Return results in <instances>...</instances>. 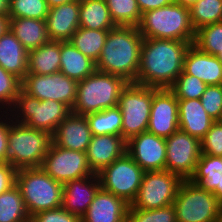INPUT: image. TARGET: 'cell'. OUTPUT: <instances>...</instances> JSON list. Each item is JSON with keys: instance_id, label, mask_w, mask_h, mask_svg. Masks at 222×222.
I'll return each instance as SVG.
<instances>
[{"instance_id": "cell-1", "label": "cell", "mask_w": 222, "mask_h": 222, "mask_svg": "<svg viewBox=\"0 0 222 222\" xmlns=\"http://www.w3.org/2000/svg\"><path fill=\"white\" fill-rule=\"evenodd\" d=\"M193 43L143 38L136 84L170 88L183 72L184 58Z\"/></svg>"}, {"instance_id": "cell-2", "label": "cell", "mask_w": 222, "mask_h": 222, "mask_svg": "<svg viewBox=\"0 0 222 222\" xmlns=\"http://www.w3.org/2000/svg\"><path fill=\"white\" fill-rule=\"evenodd\" d=\"M143 36L135 26H116L109 30L96 69L136 83Z\"/></svg>"}, {"instance_id": "cell-3", "label": "cell", "mask_w": 222, "mask_h": 222, "mask_svg": "<svg viewBox=\"0 0 222 222\" xmlns=\"http://www.w3.org/2000/svg\"><path fill=\"white\" fill-rule=\"evenodd\" d=\"M137 28L143 38L171 39L193 43L195 37L189 8L177 3L142 13Z\"/></svg>"}, {"instance_id": "cell-4", "label": "cell", "mask_w": 222, "mask_h": 222, "mask_svg": "<svg viewBox=\"0 0 222 222\" xmlns=\"http://www.w3.org/2000/svg\"><path fill=\"white\" fill-rule=\"evenodd\" d=\"M128 83L123 77L96 70L78 81L76 101L71 112L86 115L118 106L120 94Z\"/></svg>"}, {"instance_id": "cell-5", "label": "cell", "mask_w": 222, "mask_h": 222, "mask_svg": "<svg viewBox=\"0 0 222 222\" xmlns=\"http://www.w3.org/2000/svg\"><path fill=\"white\" fill-rule=\"evenodd\" d=\"M20 189L30 218L39 212L62 207L63 184L39 168H24L16 172Z\"/></svg>"}, {"instance_id": "cell-6", "label": "cell", "mask_w": 222, "mask_h": 222, "mask_svg": "<svg viewBox=\"0 0 222 222\" xmlns=\"http://www.w3.org/2000/svg\"><path fill=\"white\" fill-rule=\"evenodd\" d=\"M51 143L49 132L12 121L8 132V163L16 170L39 168Z\"/></svg>"}, {"instance_id": "cell-7", "label": "cell", "mask_w": 222, "mask_h": 222, "mask_svg": "<svg viewBox=\"0 0 222 222\" xmlns=\"http://www.w3.org/2000/svg\"><path fill=\"white\" fill-rule=\"evenodd\" d=\"M12 120L33 129L54 133L58 125L71 113L64 103L54 100L40 101L19 91L13 106L8 110Z\"/></svg>"}, {"instance_id": "cell-8", "label": "cell", "mask_w": 222, "mask_h": 222, "mask_svg": "<svg viewBox=\"0 0 222 222\" xmlns=\"http://www.w3.org/2000/svg\"><path fill=\"white\" fill-rule=\"evenodd\" d=\"M177 222H218L222 204L211 191L183 180L173 202Z\"/></svg>"}, {"instance_id": "cell-9", "label": "cell", "mask_w": 222, "mask_h": 222, "mask_svg": "<svg viewBox=\"0 0 222 222\" xmlns=\"http://www.w3.org/2000/svg\"><path fill=\"white\" fill-rule=\"evenodd\" d=\"M152 99L153 87L128 83L122 90L118 107L122 112L121 136L126 141L147 131Z\"/></svg>"}, {"instance_id": "cell-10", "label": "cell", "mask_w": 222, "mask_h": 222, "mask_svg": "<svg viewBox=\"0 0 222 222\" xmlns=\"http://www.w3.org/2000/svg\"><path fill=\"white\" fill-rule=\"evenodd\" d=\"M144 170L125 153L103 168L98 177L101 188L131 205L141 185Z\"/></svg>"}, {"instance_id": "cell-11", "label": "cell", "mask_w": 222, "mask_h": 222, "mask_svg": "<svg viewBox=\"0 0 222 222\" xmlns=\"http://www.w3.org/2000/svg\"><path fill=\"white\" fill-rule=\"evenodd\" d=\"M183 180L167 170L145 171L133 208L153 210L173 204Z\"/></svg>"}, {"instance_id": "cell-12", "label": "cell", "mask_w": 222, "mask_h": 222, "mask_svg": "<svg viewBox=\"0 0 222 222\" xmlns=\"http://www.w3.org/2000/svg\"><path fill=\"white\" fill-rule=\"evenodd\" d=\"M78 81L62 72L48 75L27 73L21 80V90L40 101L54 100L66 104L71 110L77 96Z\"/></svg>"}, {"instance_id": "cell-13", "label": "cell", "mask_w": 222, "mask_h": 222, "mask_svg": "<svg viewBox=\"0 0 222 222\" xmlns=\"http://www.w3.org/2000/svg\"><path fill=\"white\" fill-rule=\"evenodd\" d=\"M40 168L61 184L95 174L89 166L86 152L65 149L53 143Z\"/></svg>"}, {"instance_id": "cell-14", "label": "cell", "mask_w": 222, "mask_h": 222, "mask_svg": "<svg viewBox=\"0 0 222 222\" xmlns=\"http://www.w3.org/2000/svg\"><path fill=\"white\" fill-rule=\"evenodd\" d=\"M166 141V170L189 180L201 156L200 140L178 129Z\"/></svg>"}, {"instance_id": "cell-15", "label": "cell", "mask_w": 222, "mask_h": 222, "mask_svg": "<svg viewBox=\"0 0 222 222\" xmlns=\"http://www.w3.org/2000/svg\"><path fill=\"white\" fill-rule=\"evenodd\" d=\"M179 129L178 99L169 88L153 87L147 131L167 138Z\"/></svg>"}, {"instance_id": "cell-16", "label": "cell", "mask_w": 222, "mask_h": 222, "mask_svg": "<svg viewBox=\"0 0 222 222\" xmlns=\"http://www.w3.org/2000/svg\"><path fill=\"white\" fill-rule=\"evenodd\" d=\"M126 153L145 171L166 170V141L148 131L126 141Z\"/></svg>"}, {"instance_id": "cell-17", "label": "cell", "mask_w": 222, "mask_h": 222, "mask_svg": "<svg viewBox=\"0 0 222 222\" xmlns=\"http://www.w3.org/2000/svg\"><path fill=\"white\" fill-rule=\"evenodd\" d=\"M91 138L86 115L71 112L52 134V143L65 149L86 152Z\"/></svg>"}, {"instance_id": "cell-18", "label": "cell", "mask_w": 222, "mask_h": 222, "mask_svg": "<svg viewBox=\"0 0 222 222\" xmlns=\"http://www.w3.org/2000/svg\"><path fill=\"white\" fill-rule=\"evenodd\" d=\"M100 188L98 174L70 180L63 184L62 207L82 218Z\"/></svg>"}, {"instance_id": "cell-19", "label": "cell", "mask_w": 222, "mask_h": 222, "mask_svg": "<svg viewBox=\"0 0 222 222\" xmlns=\"http://www.w3.org/2000/svg\"><path fill=\"white\" fill-rule=\"evenodd\" d=\"M126 140L117 135H92L86 155L91 170L98 174L103 168L126 153Z\"/></svg>"}, {"instance_id": "cell-20", "label": "cell", "mask_w": 222, "mask_h": 222, "mask_svg": "<svg viewBox=\"0 0 222 222\" xmlns=\"http://www.w3.org/2000/svg\"><path fill=\"white\" fill-rule=\"evenodd\" d=\"M80 0L49 8L45 19L50 40L69 41L79 28Z\"/></svg>"}, {"instance_id": "cell-21", "label": "cell", "mask_w": 222, "mask_h": 222, "mask_svg": "<svg viewBox=\"0 0 222 222\" xmlns=\"http://www.w3.org/2000/svg\"><path fill=\"white\" fill-rule=\"evenodd\" d=\"M129 204L100 188L81 222H126Z\"/></svg>"}, {"instance_id": "cell-22", "label": "cell", "mask_w": 222, "mask_h": 222, "mask_svg": "<svg viewBox=\"0 0 222 222\" xmlns=\"http://www.w3.org/2000/svg\"><path fill=\"white\" fill-rule=\"evenodd\" d=\"M183 71L196 76L206 85H222V63L217 56L206 54L194 45L186 52Z\"/></svg>"}, {"instance_id": "cell-23", "label": "cell", "mask_w": 222, "mask_h": 222, "mask_svg": "<svg viewBox=\"0 0 222 222\" xmlns=\"http://www.w3.org/2000/svg\"><path fill=\"white\" fill-rule=\"evenodd\" d=\"M179 129L201 140L215 122L200 99H178Z\"/></svg>"}, {"instance_id": "cell-24", "label": "cell", "mask_w": 222, "mask_h": 222, "mask_svg": "<svg viewBox=\"0 0 222 222\" xmlns=\"http://www.w3.org/2000/svg\"><path fill=\"white\" fill-rule=\"evenodd\" d=\"M28 51L8 30L0 36V65L22 80L27 74Z\"/></svg>"}, {"instance_id": "cell-25", "label": "cell", "mask_w": 222, "mask_h": 222, "mask_svg": "<svg viewBox=\"0 0 222 222\" xmlns=\"http://www.w3.org/2000/svg\"><path fill=\"white\" fill-rule=\"evenodd\" d=\"M189 180L211 191L222 204V155L217 157L201 153L195 172Z\"/></svg>"}, {"instance_id": "cell-26", "label": "cell", "mask_w": 222, "mask_h": 222, "mask_svg": "<svg viewBox=\"0 0 222 222\" xmlns=\"http://www.w3.org/2000/svg\"><path fill=\"white\" fill-rule=\"evenodd\" d=\"M60 72L76 81L94 73L96 62L85 56L70 41H60Z\"/></svg>"}, {"instance_id": "cell-27", "label": "cell", "mask_w": 222, "mask_h": 222, "mask_svg": "<svg viewBox=\"0 0 222 222\" xmlns=\"http://www.w3.org/2000/svg\"><path fill=\"white\" fill-rule=\"evenodd\" d=\"M9 29L28 52L39 48L50 40L45 20L9 18Z\"/></svg>"}, {"instance_id": "cell-28", "label": "cell", "mask_w": 222, "mask_h": 222, "mask_svg": "<svg viewBox=\"0 0 222 222\" xmlns=\"http://www.w3.org/2000/svg\"><path fill=\"white\" fill-rule=\"evenodd\" d=\"M60 41L49 40L28 52L27 73L48 75L60 71Z\"/></svg>"}, {"instance_id": "cell-29", "label": "cell", "mask_w": 222, "mask_h": 222, "mask_svg": "<svg viewBox=\"0 0 222 222\" xmlns=\"http://www.w3.org/2000/svg\"><path fill=\"white\" fill-rule=\"evenodd\" d=\"M79 27L91 30H111L112 21L105 0H80Z\"/></svg>"}, {"instance_id": "cell-30", "label": "cell", "mask_w": 222, "mask_h": 222, "mask_svg": "<svg viewBox=\"0 0 222 222\" xmlns=\"http://www.w3.org/2000/svg\"><path fill=\"white\" fill-rule=\"evenodd\" d=\"M109 30H91L79 27L71 39V44L85 56L97 62L105 45Z\"/></svg>"}, {"instance_id": "cell-31", "label": "cell", "mask_w": 222, "mask_h": 222, "mask_svg": "<svg viewBox=\"0 0 222 222\" xmlns=\"http://www.w3.org/2000/svg\"><path fill=\"white\" fill-rule=\"evenodd\" d=\"M92 135L121 136L122 112L118 106L86 114Z\"/></svg>"}, {"instance_id": "cell-32", "label": "cell", "mask_w": 222, "mask_h": 222, "mask_svg": "<svg viewBox=\"0 0 222 222\" xmlns=\"http://www.w3.org/2000/svg\"><path fill=\"white\" fill-rule=\"evenodd\" d=\"M0 222H30V216L16 184L0 194Z\"/></svg>"}, {"instance_id": "cell-33", "label": "cell", "mask_w": 222, "mask_h": 222, "mask_svg": "<svg viewBox=\"0 0 222 222\" xmlns=\"http://www.w3.org/2000/svg\"><path fill=\"white\" fill-rule=\"evenodd\" d=\"M112 21L116 26H135L141 20L137 0H105Z\"/></svg>"}, {"instance_id": "cell-34", "label": "cell", "mask_w": 222, "mask_h": 222, "mask_svg": "<svg viewBox=\"0 0 222 222\" xmlns=\"http://www.w3.org/2000/svg\"><path fill=\"white\" fill-rule=\"evenodd\" d=\"M190 19L194 30L222 21V0H199L190 8Z\"/></svg>"}, {"instance_id": "cell-35", "label": "cell", "mask_w": 222, "mask_h": 222, "mask_svg": "<svg viewBox=\"0 0 222 222\" xmlns=\"http://www.w3.org/2000/svg\"><path fill=\"white\" fill-rule=\"evenodd\" d=\"M192 45L206 54L217 56L222 50V21L197 29Z\"/></svg>"}, {"instance_id": "cell-36", "label": "cell", "mask_w": 222, "mask_h": 222, "mask_svg": "<svg viewBox=\"0 0 222 222\" xmlns=\"http://www.w3.org/2000/svg\"><path fill=\"white\" fill-rule=\"evenodd\" d=\"M49 12L46 0H9V18L45 20Z\"/></svg>"}, {"instance_id": "cell-37", "label": "cell", "mask_w": 222, "mask_h": 222, "mask_svg": "<svg viewBox=\"0 0 222 222\" xmlns=\"http://www.w3.org/2000/svg\"><path fill=\"white\" fill-rule=\"evenodd\" d=\"M206 87L202 80L183 71L169 89L177 99H200Z\"/></svg>"}, {"instance_id": "cell-38", "label": "cell", "mask_w": 222, "mask_h": 222, "mask_svg": "<svg viewBox=\"0 0 222 222\" xmlns=\"http://www.w3.org/2000/svg\"><path fill=\"white\" fill-rule=\"evenodd\" d=\"M126 222H177L173 204L153 210L133 208L129 205Z\"/></svg>"}, {"instance_id": "cell-39", "label": "cell", "mask_w": 222, "mask_h": 222, "mask_svg": "<svg viewBox=\"0 0 222 222\" xmlns=\"http://www.w3.org/2000/svg\"><path fill=\"white\" fill-rule=\"evenodd\" d=\"M20 90L21 80L0 65V111L13 106Z\"/></svg>"}, {"instance_id": "cell-40", "label": "cell", "mask_w": 222, "mask_h": 222, "mask_svg": "<svg viewBox=\"0 0 222 222\" xmlns=\"http://www.w3.org/2000/svg\"><path fill=\"white\" fill-rule=\"evenodd\" d=\"M200 101L214 121H222V85H207Z\"/></svg>"}, {"instance_id": "cell-41", "label": "cell", "mask_w": 222, "mask_h": 222, "mask_svg": "<svg viewBox=\"0 0 222 222\" xmlns=\"http://www.w3.org/2000/svg\"><path fill=\"white\" fill-rule=\"evenodd\" d=\"M201 153L210 156L222 155V121H215L200 140Z\"/></svg>"}, {"instance_id": "cell-42", "label": "cell", "mask_w": 222, "mask_h": 222, "mask_svg": "<svg viewBox=\"0 0 222 222\" xmlns=\"http://www.w3.org/2000/svg\"><path fill=\"white\" fill-rule=\"evenodd\" d=\"M30 222H81V218L60 207L34 214Z\"/></svg>"}, {"instance_id": "cell-43", "label": "cell", "mask_w": 222, "mask_h": 222, "mask_svg": "<svg viewBox=\"0 0 222 222\" xmlns=\"http://www.w3.org/2000/svg\"><path fill=\"white\" fill-rule=\"evenodd\" d=\"M12 121L9 111H0V163H8V132Z\"/></svg>"}, {"instance_id": "cell-44", "label": "cell", "mask_w": 222, "mask_h": 222, "mask_svg": "<svg viewBox=\"0 0 222 222\" xmlns=\"http://www.w3.org/2000/svg\"><path fill=\"white\" fill-rule=\"evenodd\" d=\"M16 172L9 163H0V194L16 184Z\"/></svg>"}, {"instance_id": "cell-45", "label": "cell", "mask_w": 222, "mask_h": 222, "mask_svg": "<svg viewBox=\"0 0 222 222\" xmlns=\"http://www.w3.org/2000/svg\"><path fill=\"white\" fill-rule=\"evenodd\" d=\"M141 13L174 3V0H137Z\"/></svg>"}, {"instance_id": "cell-46", "label": "cell", "mask_w": 222, "mask_h": 222, "mask_svg": "<svg viewBox=\"0 0 222 222\" xmlns=\"http://www.w3.org/2000/svg\"><path fill=\"white\" fill-rule=\"evenodd\" d=\"M9 28L8 15H0V36L3 35Z\"/></svg>"}, {"instance_id": "cell-47", "label": "cell", "mask_w": 222, "mask_h": 222, "mask_svg": "<svg viewBox=\"0 0 222 222\" xmlns=\"http://www.w3.org/2000/svg\"><path fill=\"white\" fill-rule=\"evenodd\" d=\"M9 0H0V15H8Z\"/></svg>"}, {"instance_id": "cell-48", "label": "cell", "mask_w": 222, "mask_h": 222, "mask_svg": "<svg viewBox=\"0 0 222 222\" xmlns=\"http://www.w3.org/2000/svg\"><path fill=\"white\" fill-rule=\"evenodd\" d=\"M72 1H75V0H46L49 8H54V7L59 6L61 4L69 3Z\"/></svg>"}, {"instance_id": "cell-49", "label": "cell", "mask_w": 222, "mask_h": 222, "mask_svg": "<svg viewBox=\"0 0 222 222\" xmlns=\"http://www.w3.org/2000/svg\"><path fill=\"white\" fill-rule=\"evenodd\" d=\"M198 1L199 0H174V3L190 8L193 4L197 3Z\"/></svg>"}, {"instance_id": "cell-50", "label": "cell", "mask_w": 222, "mask_h": 222, "mask_svg": "<svg viewBox=\"0 0 222 222\" xmlns=\"http://www.w3.org/2000/svg\"><path fill=\"white\" fill-rule=\"evenodd\" d=\"M217 58H218L219 61L222 63V50H221L220 53L217 55Z\"/></svg>"}, {"instance_id": "cell-51", "label": "cell", "mask_w": 222, "mask_h": 222, "mask_svg": "<svg viewBox=\"0 0 222 222\" xmlns=\"http://www.w3.org/2000/svg\"><path fill=\"white\" fill-rule=\"evenodd\" d=\"M218 222H222V210H221V213H220V217L218 219Z\"/></svg>"}]
</instances>
